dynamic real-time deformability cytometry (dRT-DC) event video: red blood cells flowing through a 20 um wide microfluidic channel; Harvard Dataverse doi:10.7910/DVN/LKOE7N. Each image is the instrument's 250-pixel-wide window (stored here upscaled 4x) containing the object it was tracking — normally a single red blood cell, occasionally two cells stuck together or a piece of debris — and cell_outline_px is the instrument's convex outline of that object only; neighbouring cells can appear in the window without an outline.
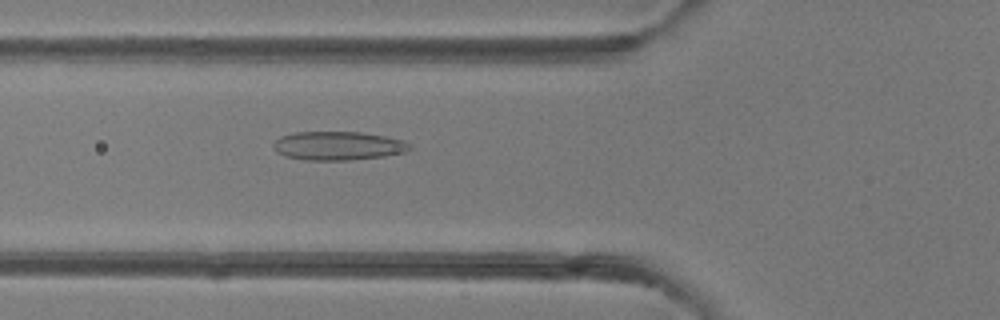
{"species": "common noctule bat (a hibernating species)", "species_latin": "Nyctalus noctula", "temperature_condition": "room temperature", "stored_images_in_passage": 49, "camera_frame_rate_fps": 3000, "um_per_image_px": 0.085, "animal": {"sex": "female"}, "frame": {"image": 1, "passage_image": 18, "time_ms": 5.667, "image_size_px": [1000, 320], "cell_outline_px": [[412, 148], [404, 152], [384, 156], [348, 160], [304, 160], [284, 156], [276, 152], [272, 148], [272, 144], [280, 136], [296, 132], [360, 132], [384, 136], [404, 140]], "centroid_in_image_um": [28.68, 12.39], "position_along_channel_um": 97.1, "area_um2": 22.83}}
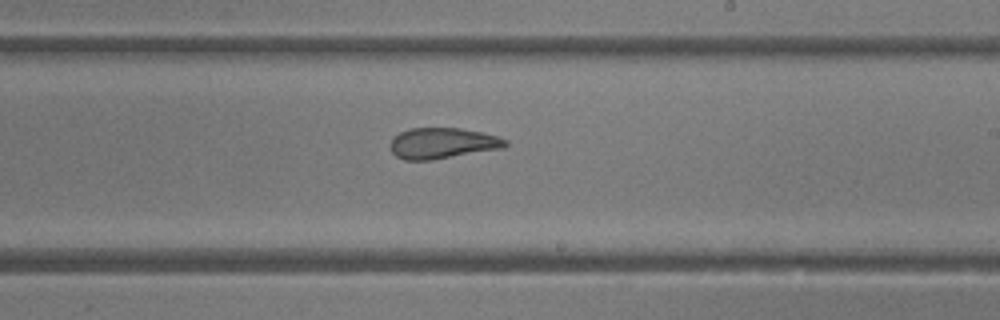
{"frame": {"image": 2, "passage_image": 29, "time_ms": 9.333, "image_size_px": [1000, 320], "cell_outline_px": [[508, 144], [504, 148], [432, 160], [404, 160], [396, 156], [392, 152], [392, 136], [408, 128], [460, 128], [484, 132], [500, 136], [508, 140]], "centroid_in_image_um": [37.66, 12.16], "position_along_channel_um": 251.3, "area_um2": 20.92}}
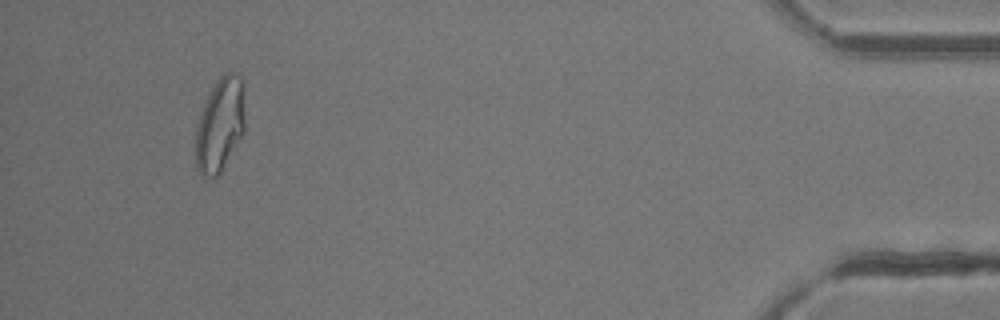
{"frame": {"image": 3, "passage_image": 46, "time_ms": 15.0, "image_size_px": [1000, 320], "cell_outline_px": [[244, 132], [220, 172], [216, 176], [204, 180], [200, 176], [196, 168], [196, 128], [204, 104], [212, 88], [220, 76], [224, 72], [232, 72], [240, 76], [244, 84]], "centroid_in_image_um": [18.7, 10.62], "position_along_channel_um": 416.5, "area_um2": 27.05}, "authors_computed_cell_mechanics": {"area_um2": 23.5824, "velocity_mm_per_s": 4.1974, "shape_relaxation_time_tau1_ms": null, "shape_relaxation_time_tau2_ms": 1.565, "deformation_change_tau1": null, "deformation_change_tau2": 0.0943}}